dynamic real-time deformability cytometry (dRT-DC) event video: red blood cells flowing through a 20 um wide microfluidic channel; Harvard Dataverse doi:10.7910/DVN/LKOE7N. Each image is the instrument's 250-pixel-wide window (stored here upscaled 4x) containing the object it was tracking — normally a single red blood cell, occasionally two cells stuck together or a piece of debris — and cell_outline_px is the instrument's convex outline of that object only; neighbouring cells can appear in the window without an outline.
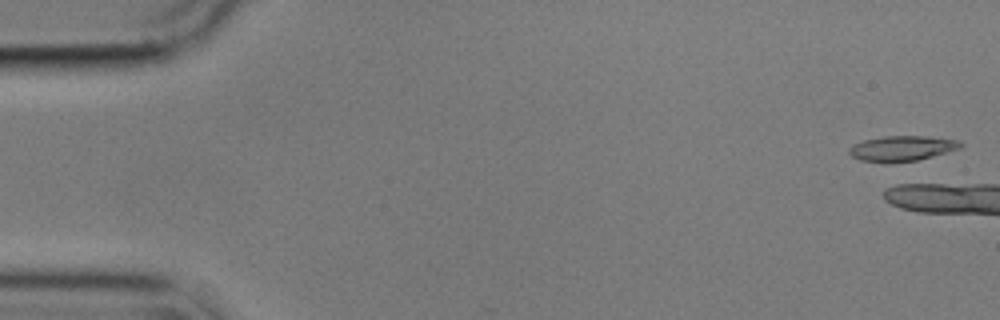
{"species": "common noctule bat (a hibernating species)", "species_latin": "Nyctalus noctula", "temperature_condition": "cold", "stored_images_in_passage": 4, "camera_frame_rate_fps": 3000, "um_per_image_px": 0.085, "animal": {"sex": "male", "body_mass_g": 17.9}, "frame": {"image": 1, "passage_image": 1, "time_ms": 0.0, "image_size_px": [1000, 320], "cell_outline_px": [[964, 144], [960, 148], [932, 156], [916, 160], [860, 160], [852, 156], [848, 152], [848, 148], [852, 144], [864, 140], [884, 136], [924, 136], [956, 140]], "centroid_in_image_um": [76.65, 12.57], "position_along_channel_um": 8.3, "area_um2": 15.66}}